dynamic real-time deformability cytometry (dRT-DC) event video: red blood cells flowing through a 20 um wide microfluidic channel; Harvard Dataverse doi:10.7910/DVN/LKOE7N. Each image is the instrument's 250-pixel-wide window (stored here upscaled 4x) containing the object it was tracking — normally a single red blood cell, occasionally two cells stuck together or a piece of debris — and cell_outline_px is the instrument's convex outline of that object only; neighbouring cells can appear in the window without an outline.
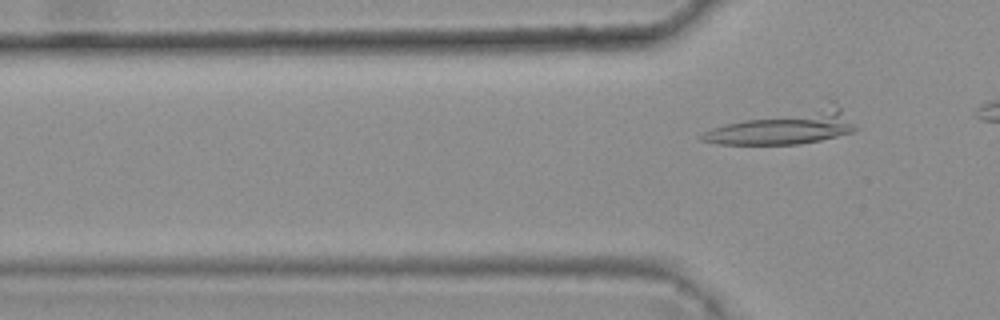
{"species": "common noctule bat (a hibernating species)", "species_latin": "Nyctalus noctula", "temperature_condition": "warm", "stored_images_in_passage": 4, "camera_frame_rate_fps": 3000, "um_per_image_px": 0.085, "animal": {"sex": "female", "body_mass_g": 25.1}, "frame": {"image": 1, "passage_image": 4, "time_ms": 1.0, "image_size_px": [1000, 320], "cell_outline_px": [[860, 128], [852, 132], [820, 140], [800, 144], [716, 144], [700, 140], [696, 136], [712, 128], [824, 96], [828, 96], [836, 100]], "centroid_in_image_um": [66.87, 10.65], "position_along_channel_um": 58.9, "area_um2": 33.18}}